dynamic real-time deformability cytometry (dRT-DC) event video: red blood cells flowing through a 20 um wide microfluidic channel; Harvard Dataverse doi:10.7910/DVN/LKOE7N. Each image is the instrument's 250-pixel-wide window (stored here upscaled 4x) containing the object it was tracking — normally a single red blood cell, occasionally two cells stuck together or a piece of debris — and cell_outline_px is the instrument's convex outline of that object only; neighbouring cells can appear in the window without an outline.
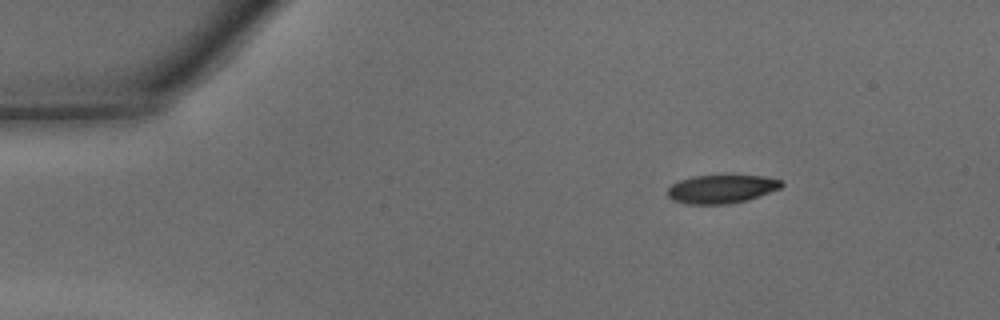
{"species": "common noctule bat (a hibernating species)", "species_latin": "Nyctalus noctula", "temperature_condition": "warm", "stored_images_in_passage": 41, "camera_frame_rate_fps": 3000, "um_per_image_px": 0.085, "animal": {"sex": "male", "body_mass_g": 15.6}, "frame": {"image": 1, "passage_image": 1, "time_ms": 0.0, "image_size_px": [1000, 320], "cell_outline_px": [[784, 184], [780, 188], [748, 200], [728, 204], [688, 204], [672, 200], [668, 196], [668, 188], [672, 184], [680, 180], [692, 176], [764, 176], [784, 180]], "centroid_in_image_um": [61.34, 16.07], "position_along_channel_um": 23.7, "area_um2": 18.84}}
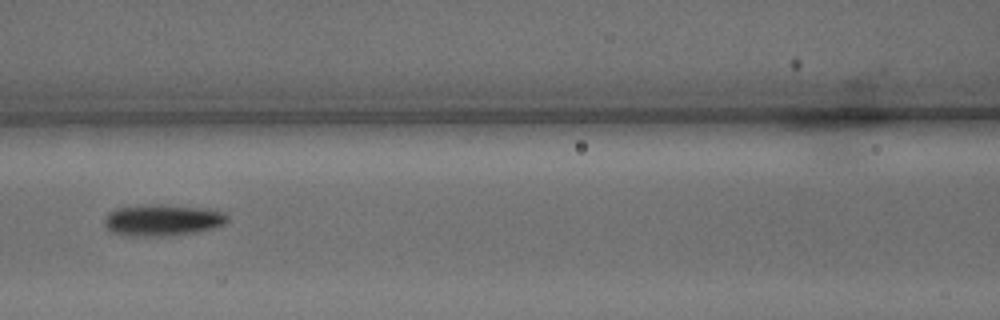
{"frame": {"image": 2, "passage_image": 15, "time_ms": 4.667, "image_size_px": [1000, 320], "cell_outline_px": [[228, 220], [224, 224], [212, 228], [196, 232], [168, 236], [136, 236], [112, 232], [104, 224], [104, 220], [108, 212], [116, 208], [148, 204], [164, 204], [204, 208], [224, 212], [228, 216]], "centroid_in_image_um": [13.82, 18.7], "position_along_channel_um": 152.8, "area_um2": 22.6}}
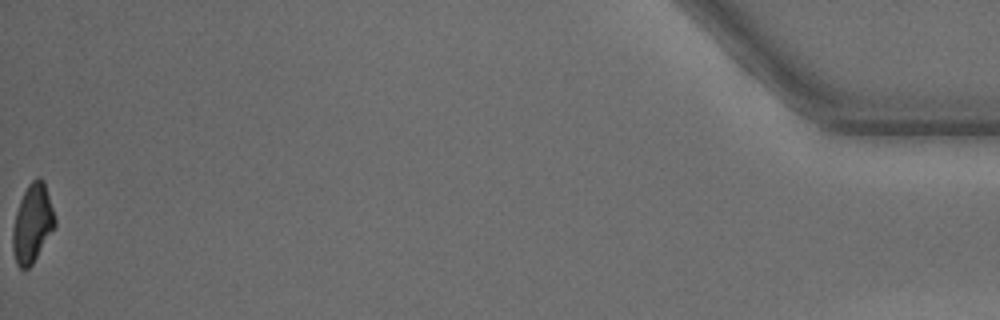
{"frame": {"image": 3, "passage_image": 41, "time_ms": 13.333, "image_size_px": [1000, 320], "cell_outline_px": [[56, 224], [32, 264], [28, 268], [20, 268], [16, 264], [12, 248], [12, 228], [16, 212], [20, 200], [28, 184], [36, 176], [40, 176], [44, 180], [56, 220]], "centroid_in_image_um": [2.74, 18.96], "position_along_channel_um": 432.5, "area_um2": 19.19}, "authors_computed_cell_mechanics": {"area_um2": 20.519, "velocity_mm_per_s": 4.3626, "shape_relaxation_time_tau1_ms": 2.6081, "shape_relaxation_time_tau2_ms": 4.166, "deformation_change_tau1": 0.1488, "deformation_change_tau2": 0.1276}}